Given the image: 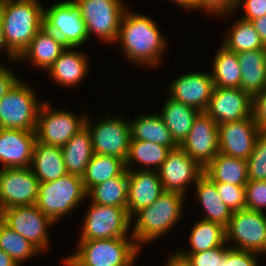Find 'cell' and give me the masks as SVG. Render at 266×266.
<instances>
[{
	"instance_id": "1",
	"label": "cell",
	"mask_w": 266,
	"mask_h": 266,
	"mask_svg": "<svg viewBox=\"0 0 266 266\" xmlns=\"http://www.w3.org/2000/svg\"><path fill=\"white\" fill-rule=\"evenodd\" d=\"M160 31L150 17L126 9L120 22L116 43H121V51H124L126 58L133 63L155 68L160 60H163V51L167 46V39Z\"/></svg>"
},
{
	"instance_id": "2",
	"label": "cell",
	"mask_w": 266,
	"mask_h": 266,
	"mask_svg": "<svg viewBox=\"0 0 266 266\" xmlns=\"http://www.w3.org/2000/svg\"><path fill=\"white\" fill-rule=\"evenodd\" d=\"M0 19L6 45L18 58L43 27L44 8L38 0H5Z\"/></svg>"
},
{
	"instance_id": "3",
	"label": "cell",
	"mask_w": 266,
	"mask_h": 266,
	"mask_svg": "<svg viewBox=\"0 0 266 266\" xmlns=\"http://www.w3.org/2000/svg\"><path fill=\"white\" fill-rule=\"evenodd\" d=\"M130 237L79 240L77 252L67 256L64 263L66 266H133L141 248Z\"/></svg>"
},
{
	"instance_id": "4",
	"label": "cell",
	"mask_w": 266,
	"mask_h": 266,
	"mask_svg": "<svg viewBox=\"0 0 266 266\" xmlns=\"http://www.w3.org/2000/svg\"><path fill=\"white\" fill-rule=\"evenodd\" d=\"M183 201V195L164 191L153 204L138 211L130 234L136 245L140 248L141 243H149L168 233L181 218Z\"/></svg>"
},
{
	"instance_id": "5",
	"label": "cell",
	"mask_w": 266,
	"mask_h": 266,
	"mask_svg": "<svg viewBox=\"0 0 266 266\" xmlns=\"http://www.w3.org/2000/svg\"><path fill=\"white\" fill-rule=\"evenodd\" d=\"M87 198L82 177L66 174L55 181L41 182L36 206L54 223Z\"/></svg>"
},
{
	"instance_id": "6",
	"label": "cell",
	"mask_w": 266,
	"mask_h": 266,
	"mask_svg": "<svg viewBox=\"0 0 266 266\" xmlns=\"http://www.w3.org/2000/svg\"><path fill=\"white\" fill-rule=\"evenodd\" d=\"M25 83L18 80L0 99V128L36 131L38 112L43 103Z\"/></svg>"
},
{
	"instance_id": "7",
	"label": "cell",
	"mask_w": 266,
	"mask_h": 266,
	"mask_svg": "<svg viewBox=\"0 0 266 266\" xmlns=\"http://www.w3.org/2000/svg\"><path fill=\"white\" fill-rule=\"evenodd\" d=\"M81 9L89 35L96 34L109 44L116 43L126 8L122 0H75Z\"/></svg>"
},
{
	"instance_id": "8",
	"label": "cell",
	"mask_w": 266,
	"mask_h": 266,
	"mask_svg": "<svg viewBox=\"0 0 266 266\" xmlns=\"http://www.w3.org/2000/svg\"><path fill=\"white\" fill-rule=\"evenodd\" d=\"M43 26L67 47H80L89 39L81 9L73 0L57 2L46 10L44 8Z\"/></svg>"
},
{
	"instance_id": "9",
	"label": "cell",
	"mask_w": 266,
	"mask_h": 266,
	"mask_svg": "<svg viewBox=\"0 0 266 266\" xmlns=\"http://www.w3.org/2000/svg\"><path fill=\"white\" fill-rule=\"evenodd\" d=\"M242 209L232 213L226 231V243L233 249L265 253L266 213Z\"/></svg>"
},
{
	"instance_id": "10",
	"label": "cell",
	"mask_w": 266,
	"mask_h": 266,
	"mask_svg": "<svg viewBox=\"0 0 266 266\" xmlns=\"http://www.w3.org/2000/svg\"><path fill=\"white\" fill-rule=\"evenodd\" d=\"M83 222L80 240L127 237L132 219L125 208L91 202Z\"/></svg>"
},
{
	"instance_id": "11",
	"label": "cell",
	"mask_w": 266,
	"mask_h": 266,
	"mask_svg": "<svg viewBox=\"0 0 266 266\" xmlns=\"http://www.w3.org/2000/svg\"><path fill=\"white\" fill-rule=\"evenodd\" d=\"M86 117L88 116H76L62 109L53 110L48 102H44L38 112L36 140L43 144L62 147L85 126Z\"/></svg>"
},
{
	"instance_id": "12",
	"label": "cell",
	"mask_w": 266,
	"mask_h": 266,
	"mask_svg": "<svg viewBox=\"0 0 266 266\" xmlns=\"http://www.w3.org/2000/svg\"><path fill=\"white\" fill-rule=\"evenodd\" d=\"M85 126L91 135L94 154L115 156L125 162L131 141L128 121L120 116H108L93 125L86 117Z\"/></svg>"
},
{
	"instance_id": "13",
	"label": "cell",
	"mask_w": 266,
	"mask_h": 266,
	"mask_svg": "<svg viewBox=\"0 0 266 266\" xmlns=\"http://www.w3.org/2000/svg\"><path fill=\"white\" fill-rule=\"evenodd\" d=\"M39 179L29 168L0 169V203L6 208L36 204Z\"/></svg>"
},
{
	"instance_id": "14",
	"label": "cell",
	"mask_w": 266,
	"mask_h": 266,
	"mask_svg": "<svg viewBox=\"0 0 266 266\" xmlns=\"http://www.w3.org/2000/svg\"><path fill=\"white\" fill-rule=\"evenodd\" d=\"M179 147L205 168L219 154L218 124L206 112H200Z\"/></svg>"
},
{
	"instance_id": "15",
	"label": "cell",
	"mask_w": 266,
	"mask_h": 266,
	"mask_svg": "<svg viewBox=\"0 0 266 266\" xmlns=\"http://www.w3.org/2000/svg\"><path fill=\"white\" fill-rule=\"evenodd\" d=\"M158 174L164 191L185 196L187 186L191 182L196 183L204 175V168L178 147L168 153Z\"/></svg>"
},
{
	"instance_id": "16",
	"label": "cell",
	"mask_w": 266,
	"mask_h": 266,
	"mask_svg": "<svg viewBox=\"0 0 266 266\" xmlns=\"http://www.w3.org/2000/svg\"><path fill=\"white\" fill-rule=\"evenodd\" d=\"M54 222L34 205L7 208L6 225L30 241L40 252L48 250V228Z\"/></svg>"
},
{
	"instance_id": "17",
	"label": "cell",
	"mask_w": 266,
	"mask_h": 266,
	"mask_svg": "<svg viewBox=\"0 0 266 266\" xmlns=\"http://www.w3.org/2000/svg\"><path fill=\"white\" fill-rule=\"evenodd\" d=\"M260 133L252 116L218 124L219 153L247 160Z\"/></svg>"
},
{
	"instance_id": "18",
	"label": "cell",
	"mask_w": 266,
	"mask_h": 266,
	"mask_svg": "<svg viewBox=\"0 0 266 266\" xmlns=\"http://www.w3.org/2000/svg\"><path fill=\"white\" fill-rule=\"evenodd\" d=\"M252 97L240 88L214 87L205 112L217 123L251 117Z\"/></svg>"
},
{
	"instance_id": "19",
	"label": "cell",
	"mask_w": 266,
	"mask_h": 266,
	"mask_svg": "<svg viewBox=\"0 0 266 266\" xmlns=\"http://www.w3.org/2000/svg\"><path fill=\"white\" fill-rule=\"evenodd\" d=\"M214 83L210 73L192 72L183 74L169 85L170 98L205 112Z\"/></svg>"
},
{
	"instance_id": "20",
	"label": "cell",
	"mask_w": 266,
	"mask_h": 266,
	"mask_svg": "<svg viewBox=\"0 0 266 266\" xmlns=\"http://www.w3.org/2000/svg\"><path fill=\"white\" fill-rule=\"evenodd\" d=\"M35 142V131L0 128L1 168H29Z\"/></svg>"
},
{
	"instance_id": "21",
	"label": "cell",
	"mask_w": 266,
	"mask_h": 266,
	"mask_svg": "<svg viewBox=\"0 0 266 266\" xmlns=\"http://www.w3.org/2000/svg\"><path fill=\"white\" fill-rule=\"evenodd\" d=\"M127 213L132 219L143 208L149 207L164 192L158 171L127 170Z\"/></svg>"
},
{
	"instance_id": "22",
	"label": "cell",
	"mask_w": 266,
	"mask_h": 266,
	"mask_svg": "<svg viewBox=\"0 0 266 266\" xmlns=\"http://www.w3.org/2000/svg\"><path fill=\"white\" fill-rule=\"evenodd\" d=\"M66 48L67 46L54 33L49 32L43 26L17 58V61L28 59L29 63L36 67H42L47 72Z\"/></svg>"
},
{
	"instance_id": "23",
	"label": "cell",
	"mask_w": 266,
	"mask_h": 266,
	"mask_svg": "<svg viewBox=\"0 0 266 266\" xmlns=\"http://www.w3.org/2000/svg\"><path fill=\"white\" fill-rule=\"evenodd\" d=\"M240 68V89L251 97L266 90V48L236 53Z\"/></svg>"
},
{
	"instance_id": "24",
	"label": "cell",
	"mask_w": 266,
	"mask_h": 266,
	"mask_svg": "<svg viewBox=\"0 0 266 266\" xmlns=\"http://www.w3.org/2000/svg\"><path fill=\"white\" fill-rule=\"evenodd\" d=\"M88 60L83 52L67 47L48 69V73L59 85L75 87L87 74Z\"/></svg>"
},
{
	"instance_id": "25",
	"label": "cell",
	"mask_w": 266,
	"mask_h": 266,
	"mask_svg": "<svg viewBox=\"0 0 266 266\" xmlns=\"http://www.w3.org/2000/svg\"><path fill=\"white\" fill-rule=\"evenodd\" d=\"M30 167L40 183L55 181L67 174L61 147L43 144L37 140Z\"/></svg>"
},
{
	"instance_id": "26",
	"label": "cell",
	"mask_w": 266,
	"mask_h": 266,
	"mask_svg": "<svg viewBox=\"0 0 266 266\" xmlns=\"http://www.w3.org/2000/svg\"><path fill=\"white\" fill-rule=\"evenodd\" d=\"M204 175L213 183L245 186L249 181L246 160L221 153L204 168Z\"/></svg>"
},
{
	"instance_id": "27",
	"label": "cell",
	"mask_w": 266,
	"mask_h": 266,
	"mask_svg": "<svg viewBox=\"0 0 266 266\" xmlns=\"http://www.w3.org/2000/svg\"><path fill=\"white\" fill-rule=\"evenodd\" d=\"M61 149L67 174L82 177L94 155L88 128H81Z\"/></svg>"
},
{
	"instance_id": "28",
	"label": "cell",
	"mask_w": 266,
	"mask_h": 266,
	"mask_svg": "<svg viewBox=\"0 0 266 266\" xmlns=\"http://www.w3.org/2000/svg\"><path fill=\"white\" fill-rule=\"evenodd\" d=\"M160 113L172 138L180 145L189 134L200 111L168 97Z\"/></svg>"
},
{
	"instance_id": "29",
	"label": "cell",
	"mask_w": 266,
	"mask_h": 266,
	"mask_svg": "<svg viewBox=\"0 0 266 266\" xmlns=\"http://www.w3.org/2000/svg\"><path fill=\"white\" fill-rule=\"evenodd\" d=\"M129 124L131 140L148 141L171 150L179 147L159 114L141 115Z\"/></svg>"
},
{
	"instance_id": "30",
	"label": "cell",
	"mask_w": 266,
	"mask_h": 266,
	"mask_svg": "<svg viewBox=\"0 0 266 266\" xmlns=\"http://www.w3.org/2000/svg\"><path fill=\"white\" fill-rule=\"evenodd\" d=\"M196 193L200 204L206 211L202 220L215 222L227 227L232 217V211L225 205L217 192L216 185L205 175L196 183Z\"/></svg>"
},
{
	"instance_id": "31",
	"label": "cell",
	"mask_w": 266,
	"mask_h": 266,
	"mask_svg": "<svg viewBox=\"0 0 266 266\" xmlns=\"http://www.w3.org/2000/svg\"><path fill=\"white\" fill-rule=\"evenodd\" d=\"M125 169V162L118 157L94 154L82 176L85 191L88 193L94 186L119 176Z\"/></svg>"
},
{
	"instance_id": "32",
	"label": "cell",
	"mask_w": 266,
	"mask_h": 266,
	"mask_svg": "<svg viewBox=\"0 0 266 266\" xmlns=\"http://www.w3.org/2000/svg\"><path fill=\"white\" fill-rule=\"evenodd\" d=\"M210 74L214 87L240 88L241 68L236 52L222 45L216 52L213 72Z\"/></svg>"
},
{
	"instance_id": "33",
	"label": "cell",
	"mask_w": 266,
	"mask_h": 266,
	"mask_svg": "<svg viewBox=\"0 0 266 266\" xmlns=\"http://www.w3.org/2000/svg\"><path fill=\"white\" fill-rule=\"evenodd\" d=\"M128 176L125 169L119 176L94 186L88 193L90 202L106 206H115L127 210Z\"/></svg>"
},
{
	"instance_id": "34",
	"label": "cell",
	"mask_w": 266,
	"mask_h": 266,
	"mask_svg": "<svg viewBox=\"0 0 266 266\" xmlns=\"http://www.w3.org/2000/svg\"><path fill=\"white\" fill-rule=\"evenodd\" d=\"M170 151L171 149L167 146L148 141L131 140L125 168L130 170V165L137 161L143 166L140 170L158 171ZM153 166L154 168H150Z\"/></svg>"
},
{
	"instance_id": "35",
	"label": "cell",
	"mask_w": 266,
	"mask_h": 266,
	"mask_svg": "<svg viewBox=\"0 0 266 266\" xmlns=\"http://www.w3.org/2000/svg\"><path fill=\"white\" fill-rule=\"evenodd\" d=\"M191 250L177 253H198L219 246H226L225 227L215 222L200 220L194 221L190 234Z\"/></svg>"
},
{
	"instance_id": "36",
	"label": "cell",
	"mask_w": 266,
	"mask_h": 266,
	"mask_svg": "<svg viewBox=\"0 0 266 266\" xmlns=\"http://www.w3.org/2000/svg\"><path fill=\"white\" fill-rule=\"evenodd\" d=\"M224 35L223 43L228 50L241 53L266 48L251 21L239 19ZM231 31V32H230Z\"/></svg>"
},
{
	"instance_id": "37",
	"label": "cell",
	"mask_w": 266,
	"mask_h": 266,
	"mask_svg": "<svg viewBox=\"0 0 266 266\" xmlns=\"http://www.w3.org/2000/svg\"><path fill=\"white\" fill-rule=\"evenodd\" d=\"M0 249L10 255L18 265L40 253L30 241L7 225L0 231Z\"/></svg>"
},
{
	"instance_id": "38",
	"label": "cell",
	"mask_w": 266,
	"mask_h": 266,
	"mask_svg": "<svg viewBox=\"0 0 266 266\" xmlns=\"http://www.w3.org/2000/svg\"><path fill=\"white\" fill-rule=\"evenodd\" d=\"M246 162L249 180H266V133L258 135L253 152Z\"/></svg>"
},
{
	"instance_id": "39",
	"label": "cell",
	"mask_w": 266,
	"mask_h": 266,
	"mask_svg": "<svg viewBox=\"0 0 266 266\" xmlns=\"http://www.w3.org/2000/svg\"><path fill=\"white\" fill-rule=\"evenodd\" d=\"M258 253L237 250L225 246L218 247V266H258Z\"/></svg>"
},
{
	"instance_id": "40",
	"label": "cell",
	"mask_w": 266,
	"mask_h": 266,
	"mask_svg": "<svg viewBox=\"0 0 266 266\" xmlns=\"http://www.w3.org/2000/svg\"><path fill=\"white\" fill-rule=\"evenodd\" d=\"M217 192L225 205L233 212L246 209L245 186H236L226 183H214Z\"/></svg>"
},
{
	"instance_id": "41",
	"label": "cell",
	"mask_w": 266,
	"mask_h": 266,
	"mask_svg": "<svg viewBox=\"0 0 266 266\" xmlns=\"http://www.w3.org/2000/svg\"><path fill=\"white\" fill-rule=\"evenodd\" d=\"M245 190L246 209L263 213L266 209V180H249Z\"/></svg>"
},
{
	"instance_id": "42",
	"label": "cell",
	"mask_w": 266,
	"mask_h": 266,
	"mask_svg": "<svg viewBox=\"0 0 266 266\" xmlns=\"http://www.w3.org/2000/svg\"><path fill=\"white\" fill-rule=\"evenodd\" d=\"M188 266H218V247L198 253H174Z\"/></svg>"
},
{
	"instance_id": "43",
	"label": "cell",
	"mask_w": 266,
	"mask_h": 266,
	"mask_svg": "<svg viewBox=\"0 0 266 266\" xmlns=\"http://www.w3.org/2000/svg\"><path fill=\"white\" fill-rule=\"evenodd\" d=\"M237 0H198V9L213 15H231L235 12Z\"/></svg>"
},
{
	"instance_id": "44",
	"label": "cell",
	"mask_w": 266,
	"mask_h": 266,
	"mask_svg": "<svg viewBox=\"0 0 266 266\" xmlns=\"http://www.w3.org/2000/svg\"><path fill=\"white\" fill-rule=\"evenodd\" d=\"M251 116L262 133H266V90L252 96Z\"/></svg>"
},
{
	"instance_id": "45",
	"label": "cell",
	"mask_w": 266,
	"mask_h": 266,
	"mask_svg": "<svg viewBox=\"0 0 266 266\" xmlns=\"http://www.w3.org/2000/svg\"><path fill=\"white\" fill-rule=\"evenodd\" d=\"M244 6V13L241 19L247 21H253L254 19L263 17L266 15V0H237L235 10L240 5Z\"/></svg>"
},
{
	"instance_id": "46",
	"label": "cell",
	"mask_w": 266,
	"mask_h": 266,
	"mask_svg": "<svg viewBox=\"0 0 266 266\" xmlns=\"http://www.w3.org/2000/svg\"><path fill=\"white\" fill-rule=\"evenodd\" d=\"M19 79L8 67L0 64V99L7 94Z\"/></svg>"
},
{
	"instance_id": "47",
	"label": "cell",
	"mask_w": 266,
	"mask_h": 266,
	"mask_svg": "<svg viewBox=\"0 0 266 266\" xmlns=\"http://www.w3.org/2000/svg\"><path fill=\"white\" fill-rule=\"evenodd\" d=\"M253 25L255 26L256 31L260 35V38L266 47V15L263 17L254 19L252 21Z\"/></svg>"
},
{
	"instance_id": "48",
	"label": "cell",
	"mask_w": 266,
	"mask_h": 266,
	"mask_svg": "<svg viewBox=\"0 0 266 266\" xmlns=\"http://www.w3.org/2000/svg\"><path fill=\"white\" fill-rule=\"evenodd\" d=\"M3 49H5L8 57L10 58V60L14 59L15 61L17 60V57L8 49L7 45H6V41H5V37H4V31H3V25H2V21L0 19V51Z\"/></svg>"
},
{
	"instance_id": "49",
	"label": "cell",
	"mask_w": 266,
	"mask_h": 266,
	"mask_svg": "<svg viewBox=\"0 0 266 266\" xmlns=\"http://www.w3.org/2000/svg\"><path fill=\"white\" fill-rule=\"evenodd\" d=\"M173 1L175 4H178V6L180 7H184V9H190V10H194L196 9L198 11V0H171Z\"/></svg>"
},
{
	"instance_id": "50",
	"label": "cell",
	"mask_w": 266,
	"mask_h": 266,
	"mask_svg": "<svg viewBox=\"0 0 266 266\" xmlns=\"http://www.w3.org/2000/svg\"><path fill=\"white\" fill-rule=\"evenodd\" d=\"M0 266H19L13 258L0 249Z\"/></svg>"
},
{
	"instance_id": "51",
	"label": "cell",
	"mask_w": 266,
	"mask_h": 266,
	"mask_svg": "<svg viewBox=\"0 0 266 266\" xmlns=\"http://www.w3.org/2000/svg\"><path fill=\"white\" fill-rule=\"evenodd\" d=\"M166 266H188L183 260L178 259L174 254L167 259Z\"/></svg>"
},
{
	"instance_id": "52",
	"label": "cell",
	"mask_w": 266,
	"mask_h": 266,
	"mask_svg": "<svg viewBox=\"0 0 266 266\" xmlns=\"http://www.w3.org/2000/svg\"><path fill=\"white\" fill-rule=\"evenodd\" d=\"M6 210L7 208L0 203V231L6 225Z\"/></svg>"
},
{
	"instance_id": "53",
	"label": "cell",
	"mask_w": 266,
	"mask_h": 266,
	"mask_svg": "<svg viewBox=\"0 0 266 266\" xmlns=\"http://www.w3.org/2000/svg\"><path fill=\"white\" fill-rule=\"evenodd\" d=\"M4 1H5V0H0V13H1V11H2V7H3V4H4Z\"/></svg>"
}]
</instances>
